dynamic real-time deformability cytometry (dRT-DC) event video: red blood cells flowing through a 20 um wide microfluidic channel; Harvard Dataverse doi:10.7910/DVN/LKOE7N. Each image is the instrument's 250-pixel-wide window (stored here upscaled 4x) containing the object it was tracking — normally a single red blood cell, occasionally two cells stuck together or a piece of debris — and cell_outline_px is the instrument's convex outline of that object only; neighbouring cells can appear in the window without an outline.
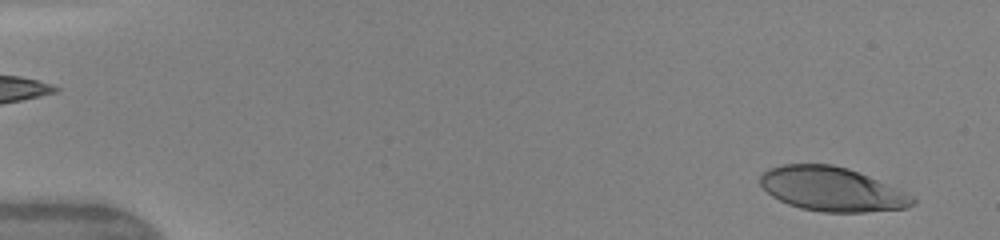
{"species": "human", "species_latin": "Homo sapiens", "temperature_condition": "warm", "stored_images_in_passage": 43, "camera_frame_rate_fps": 3000, "um_per_image_px": 0.085, "donor": {"sex": "female"}, "frame": {"image": 1, "passage_image": 2, "time_ms": 0.333, "image_size_px": [1000, 240], "cell_outline_px": [[916, 204], [908, 208], [864, 212], [824, 212], [800, 208], [788, 204], [772, 196], [760, 184], [760, 176], [768, 168], [780, 164], [832, 164], [848, 168], [900, 188], [912, 196], [916, 200]], "centroid_in_image_um": [70.75, 16.07], "position_along_channel_um": 14.3, "area_um2": 39.42}}
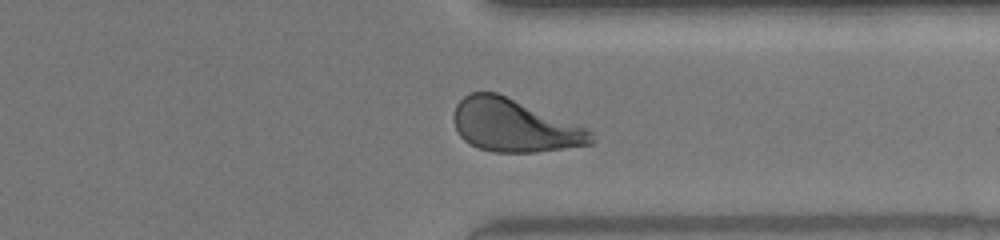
{"frame": {"image": 2, "passage_image": 37, "time_ms": 12.0, "image_size_px": [1000, 240], "cell_outline_px": [[596, 140], [592, 144], [536, 152], [492, 152], [480, 148], [464, 140], [460, 136], [452, 120], [452, 116], [456, 104], [464, 96], [472, 92], [496, 92], [588, 128], [592, 132]], "centroid_in_image_um": [43.71, 10.67], "position_along_channel_um": 367.7, "area_um2": 42.19}}
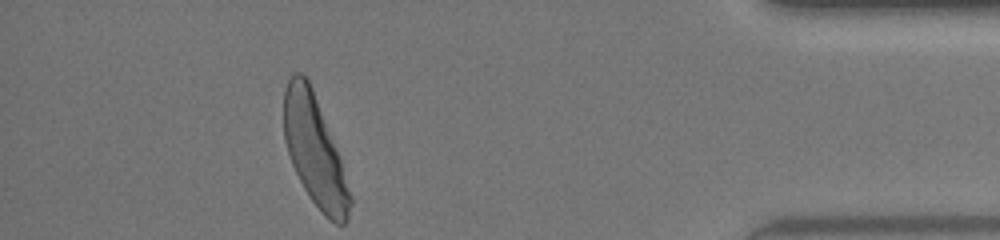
{"frame": {"image": 3, "passage_image": 43, "time_ms": 14.0, "image_size_px": [1000, 240], "cell_outline_px": [[352, 204], [348, 220], [344, 224], [336, 224], [328, 220], [324, 216], [312, 200], [304, 188], [292, 164], [284, 140], [284, 88], [292, 72], [300, 72], [308, 80], [312, 88], [336, 148], [352, 196]], "centroid_in_image_um": [26.74, 12.85], "position_along_channel_um": 408.5, "area_um2": 41.96}, "authors_computed_cell_mechanics": {"area_um2": 42.194, "velocity_mm_per_s": 4.1691, "shape_relaxation_time_tau1_ms": 2.9444, "shape_relaxation_time_tau2_ms": null, "deformation_change_tau1": 0.1725, "deformation_change_tau2": null}}